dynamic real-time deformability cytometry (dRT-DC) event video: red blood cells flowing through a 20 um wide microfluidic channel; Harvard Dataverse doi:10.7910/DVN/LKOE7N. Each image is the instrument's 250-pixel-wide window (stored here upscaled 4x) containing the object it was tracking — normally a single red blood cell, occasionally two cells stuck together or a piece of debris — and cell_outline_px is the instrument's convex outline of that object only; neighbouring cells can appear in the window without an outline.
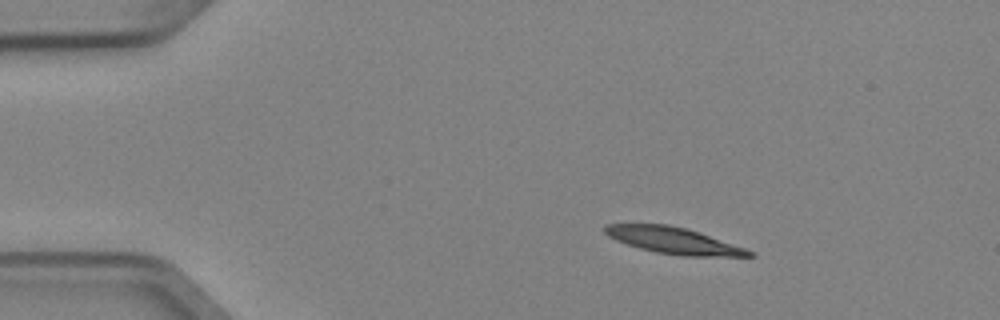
{"species": "Egyptian fruit bat (a non-hibernating species)", "species_latin": "Rousettus aegyptiacus", "temperature_condition": "cold", "stored_images_in_passage": 5, "camera_frame_rate_fps": 3000, "um_per_image_px": 0.085, "animal": {"sex": "female"}, "frame": {"image": 1, "passage_image": 1, "time_ms": 0.0, "image_size_px": [1000, 320], "cell_outline_px": [[756, 256], [680, 256], [656, 252], [640, 248], [616, 240], [608, 236], [604, 232], [604, 224], [668, 224], [700, 232], [756, 252]], "centroid_in_image_um": [57.27, 20.45], "position_along_channel_um": 27.7, "area_um2": 22.14}}
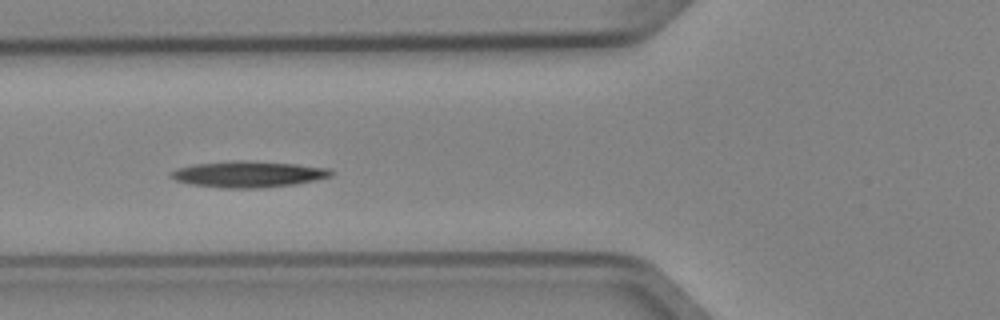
{"frame": {"image": 2, "passage_image": 4, "time_ms": 1.0, "image_size_px": [1000, 320], "cell_outline_px": [[332, 176], [292, 184], [260, 188], [220, 188], [192, 184], [176, 180], [168, 176], [176, 168], [192, 164], [236, 160], [244, 160], [296, 164], [328, 168], [332, 172]], "centroid_in_image_um": [21.04, 14.8], "position_along_channel_um": 104.8, "area_um2": 24.28}}
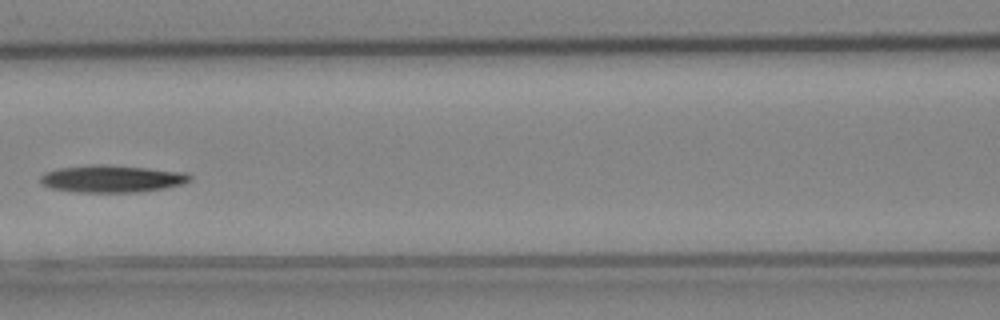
{"frame": {"image": 3, "passage_image": 5, "time_ms": 1.333, "image_size_px": [1000, 320], "cell_outline_px": [[192, 180], [180, 184], [164, 188], [140, 192], [76, 192], [52, 188], [40, 184], [40, 176], [44, 172], [60, 168], [92, 164], [104, 164], [148, 168], [188, 172], [192, 176]], "centroid_in_image_um": [9.51, 15.19], "position_along_channel_um": 157.1, "area_um2": 23.87}}